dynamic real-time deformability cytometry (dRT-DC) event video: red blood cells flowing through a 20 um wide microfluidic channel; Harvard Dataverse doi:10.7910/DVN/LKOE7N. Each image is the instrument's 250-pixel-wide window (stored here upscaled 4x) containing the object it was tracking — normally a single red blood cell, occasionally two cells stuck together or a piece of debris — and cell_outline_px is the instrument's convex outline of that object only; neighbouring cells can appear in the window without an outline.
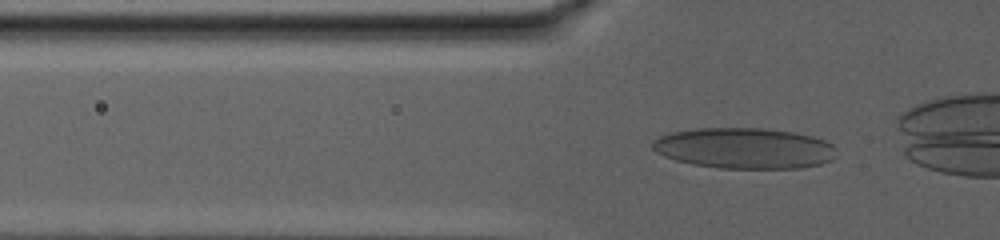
{"species": "human", "species_latin": "Homo sapiens", "temperature_condition": "warm", "stored_images_in_passage": 58, "camera_frame_rate_fps": 3000, "um_per_image_px": 0.085, "donor": {"sex": "male"}, "frame": {"image": 1, "passage_image": 19, "time_ms": 6.0, "image_size_px": [1000, 240], "cell_outline_px": [[836, 156], [832, 160], [820, 164], [800, 168], [720, 168], [692, 164], [676, 160], [664, 156], [656, 152], [652, 148], [652, 140], [660, 136], [672, 132], [696, 128], [764, 128], [796, 132], [812, 136], [824, 140], [832, 144], [836, 148]], "centroid_in_image_um": [63.28, 12.59], "position_along_channel_um": 62.5, "area_um2": 43.99}}
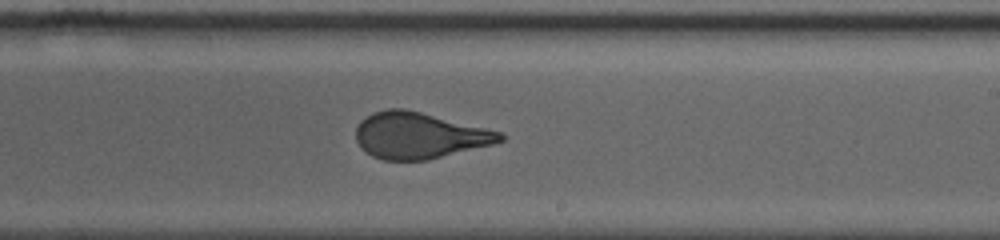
{"frame": {"image": 2, "passage_image": 40, "time_ms": 13.0, "image_size_px": [1000, 240], "cell_outline_px": [[504, 140], [492, 144], [428, 160], [384, 160], [372, 156], [356, 140], [356, 128], [360, 120], [372, 112], [388, 108], [404, 108], [504, 132]], "centroid_in_image_um": [35.64, 11.5], "position_along_channel_um": 253.4, "area_um2": 38.73}}
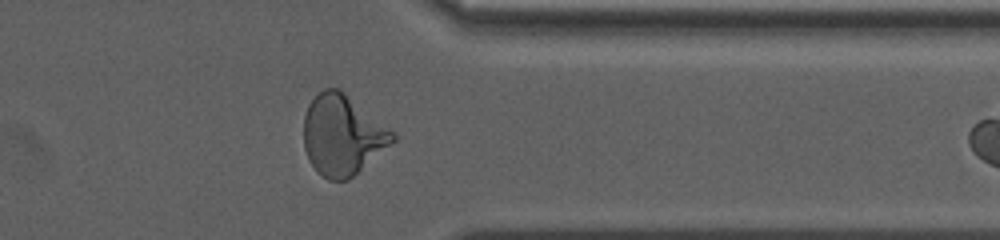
{"frame": {"image": 3, "passage_image": 54, "time_ms": 17.667, "image_size_px": [1000, 240], "cell_outline_px": [[396, 140], [348, 180], [328, 180], [316, 172], [308, 160], [304, 148], [304, 116], [308, 104], [324, 88], [336, 88], [344, 92], [392, 132], [396, 136]], "centroid_in_image_um": [29.06, 11.51], "position_along_channel_um": 382.3, "area_um2": 40.98}}